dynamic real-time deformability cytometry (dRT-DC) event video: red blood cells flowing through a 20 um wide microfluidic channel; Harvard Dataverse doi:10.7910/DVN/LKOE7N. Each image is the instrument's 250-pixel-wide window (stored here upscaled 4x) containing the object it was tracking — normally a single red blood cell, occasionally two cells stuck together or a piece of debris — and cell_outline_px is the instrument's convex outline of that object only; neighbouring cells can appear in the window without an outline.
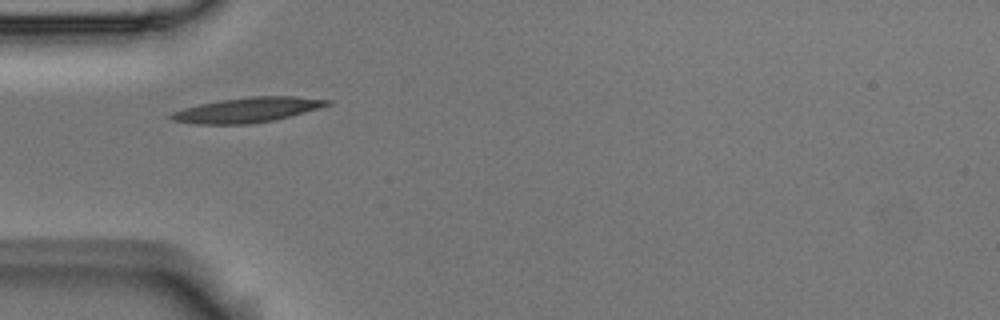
{"species": "Egyptian fruit bat (a non-hibernating species)", "species_latin": "Rousettus aegyptiacus", "temperature_condition": "room temperature", "stored_images_in_passage": 4, "camera_frame_rate_fps": 3000, "um_per_image_px": 0.085, "animal": {"sex": "male"}, "frame": {"image": 1, "passage_image": 1, "time_ms": 0.0, "image_size_px": [1000, 320], "cell_outline_px": [[332, 104], [276, 120], [248, 124], [196, 124], [172, 120], [168, 116], [172, 112], [184, 108], [200, 104], [220, 100], [252, 96], [296, 96], [332, 100]], "centroid_in_image_um": [21.04, 9.34], "position_along_channel_um": 64.0, "area_um2": 22.66}}
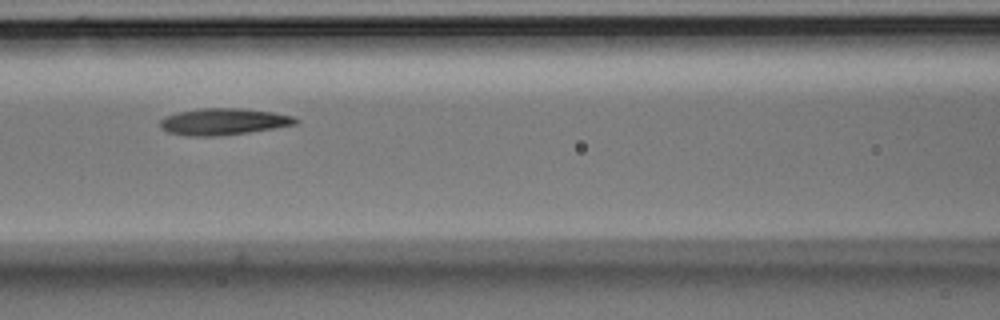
{"frame": {"image": 2, "passage_image": 3, "time_ms": 0.667, "image_size_px": [1000, 320], "cell_outline_px": [[300, 120], [296, 124], [248, 132], [212, 136], [192, 136], [168, 132], [160, 128], [160, 120], [164, 116], [176, 112], [196, 108], [240, 108], [272, 112], [296, 116]], "centroid_in_image_um": [18.97, 10.32], "position_along_channel_um": 147.6, "area_um2": 21.04}}
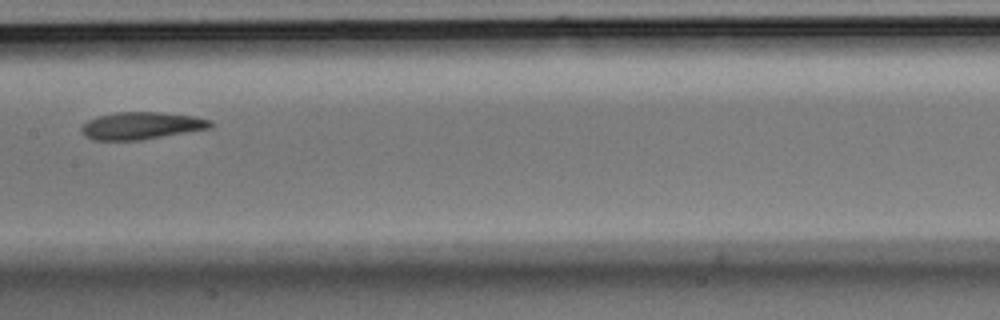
{"frame": {"image": 3, "passage_image": 4, "time_ms": 1.0, "image_size_px": [1000, 320], "cell_outline_px": [[212, 128], [140, 140], [92, 140], [84, 136], [80, 132], [80, 128], [88, 120], [100, 116], [120, 112], [160, 112], [192, 116], [212, 120]], "centroid_in_image_um": [12.01, 10.69], "position_along_channel_um": 195.4, "area_um2": 20.46}}